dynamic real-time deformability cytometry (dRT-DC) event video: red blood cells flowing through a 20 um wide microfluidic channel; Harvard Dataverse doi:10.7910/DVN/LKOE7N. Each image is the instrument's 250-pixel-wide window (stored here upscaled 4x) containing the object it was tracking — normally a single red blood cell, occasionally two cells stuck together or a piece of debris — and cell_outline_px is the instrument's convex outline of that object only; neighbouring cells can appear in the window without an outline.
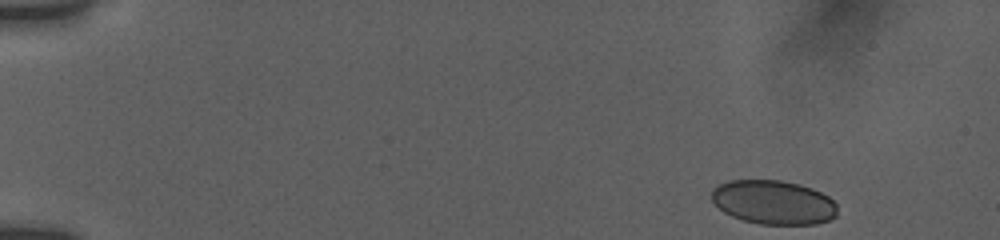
{"species": "human", "species_latin": "Homo sapiens", "temperature_condition": "room temperature", "stored_images_in_passage": 36, "camera_frame_rate_fps": 3000, "um_per_image_px": 0.085, "donor": {"sex": "female"}, "frame": {"image": 1, "passage_image": 1, "time_ms": 0.0, "image_size_px": [1000, 240], "cell_outline_px": [[836, 216], [828, 220], [816, 224], [760, 224], [744, 220], [732, 216], [724, 212], [712, 200], [712, 188], [716, 184], [728, 180], [780, 180], [800, 184], [812, 188], [828, 196], [836, 204]], "centroid_in_image_um": [65.73, 17.18], "position_along_channel_um": 19.3, "area_um2": 32.31}}
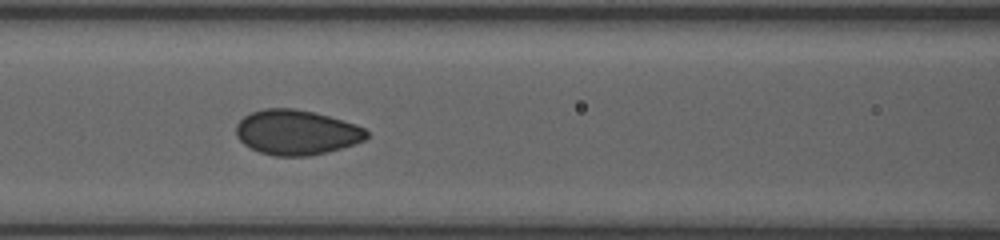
{"frame": {"image": 2, "passage_image": 23, "time_ms": 6.667, "image_size_px": [1000, 240], "cell_outline_px": [[368, 136], [364, 140], [328, 152], [308, 156], [272, 156], [260, 152], [244, 144], [236, 136], [236, 124], [244, 116], [252, 112], [264, 108], [292, 108], [312, 112], [328, 116], [356, 124], [364, 128], [368, 132]], "centroid_in_image_um": [25.18, 11.25], "position_along_channel_um": 141.4, "area_um2": 34.04}}
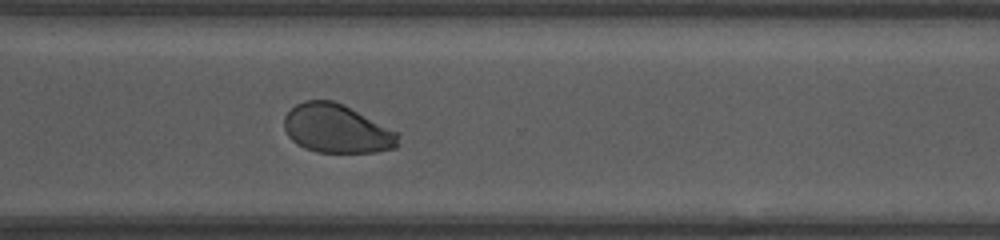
{"frame": {"image": 3, "passage_image": 36, "time_ms": 12.0, "image_size_px": [1000, 240], "cell_outline_px": [[396, 148], [376, 152], [316, 152], [304, 148], [296, 144], [288, 136], [284, 128], [284, 116], [296, 104], [304, 100], [332, 100], [396, 132]], "centroid_in_image_um": [28.53, 10.96], "position_along_channel_um": 342.1, "area_um2": 31.62}}